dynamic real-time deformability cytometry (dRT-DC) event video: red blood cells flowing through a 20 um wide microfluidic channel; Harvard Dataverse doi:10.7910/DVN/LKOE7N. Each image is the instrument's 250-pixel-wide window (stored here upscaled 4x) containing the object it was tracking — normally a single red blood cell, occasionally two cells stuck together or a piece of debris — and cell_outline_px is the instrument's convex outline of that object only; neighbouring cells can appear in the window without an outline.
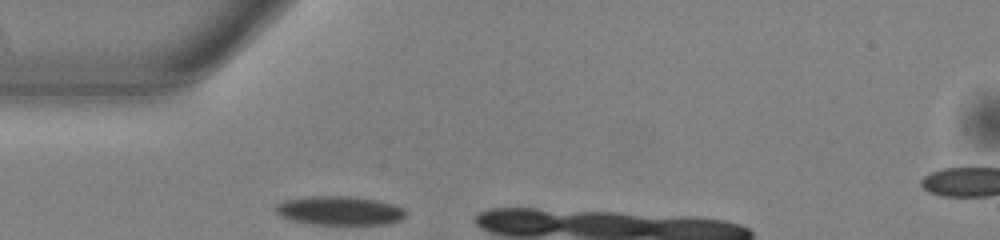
{"species": "common noctule bat (a hibernating species)", "species_latin": "Nyctalus noctula", "temperature_condition": "warm", "stored_images_in_passage": 5, "camera_frame_rate_fps": 3000, "um_per_image_px": 0.085, "animal": {"sex": "male", "body_mass_g": 13.0, "forearm_length_mm": 53.1}, "frame": {"image": 1, "passage_image": 1, "time_ms": 0.0, "image_size_px": [1000, 240], "cell_outline_px": [[404, 216], [400, 220], [384, 224], [312, 224], [292, 220], [280, 216], [276, 212], [276, 204], [284, 200], [304, 196], [352, 196], [380, 200], [404, 208]], "centroid_in_image_um": [28.83, 17.89], "position_along_channel_um": 56.2, "area_um2": 21.96}}